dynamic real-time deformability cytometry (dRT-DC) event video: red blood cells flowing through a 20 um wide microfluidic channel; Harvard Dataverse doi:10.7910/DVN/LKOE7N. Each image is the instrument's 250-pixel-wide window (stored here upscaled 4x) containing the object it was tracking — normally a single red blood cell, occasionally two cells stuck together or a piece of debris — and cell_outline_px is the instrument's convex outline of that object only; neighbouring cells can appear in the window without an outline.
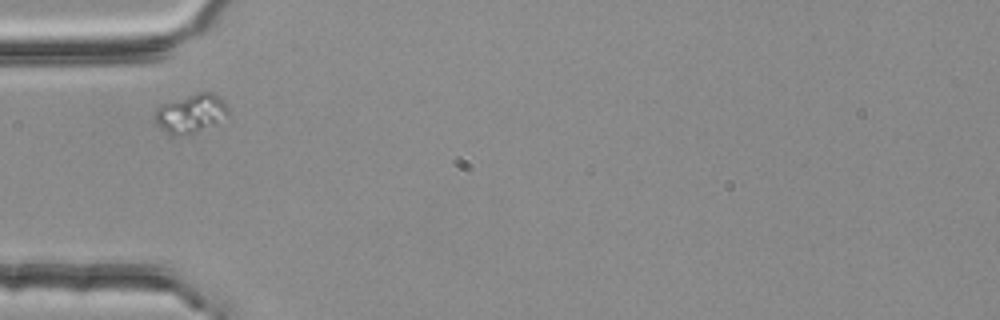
{"species": "common noctule bat (a hibernating species)", "species_latin": "Nyctalus noctula", "temperature_condition": "room temperature", "stored_images_in_passage": 3, "camera_frame_rate_fps": 3000, "um_per_image_px": 0.085, "animal": {"sex": "female", "body_mass_g": 25.1}, "frame": {"image": 1, "passage_image": 3, "time_ms": 0.667, "image_size_px": [1000, 320], "cell_outline_px": [[228, 116], [216, 124], [196, 132], [184, 136], [180, 136], [168, 132], [156, 124], [156, 108], [160, 104], [196, 92], [212, 92], [228, 108]], "centroid_in_image_um": [16.22, 9.64], "position_along_channel_um": 68.8, "area_um2": 16.42}}